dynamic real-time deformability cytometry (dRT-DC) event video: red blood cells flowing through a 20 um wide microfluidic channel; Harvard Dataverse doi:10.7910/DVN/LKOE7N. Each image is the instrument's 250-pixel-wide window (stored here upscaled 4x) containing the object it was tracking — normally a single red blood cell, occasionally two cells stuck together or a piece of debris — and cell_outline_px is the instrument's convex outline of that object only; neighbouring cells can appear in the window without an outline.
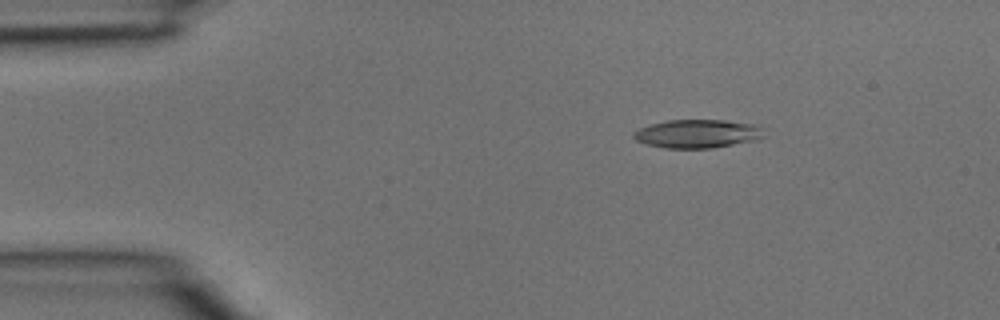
{"species": "common noctule bat (a hibernating species)", "species_latin": "Nyctalus noctula", "temperature_condition": "room temperature", "stored_images_in_passage": 4, "camera_frame_rate_fps": 3000, "um_per_image_px": 0.085, "animal": {"sex": "male", "body_mass_g": 15.6}, "frame": {"image": 1, "passage_image": 4, "time_ms": 1.0, "image_size_px": [1000, 320], "cell_outline_px": [[768, 136], [756, 140], [712, 148], [668, 148], [648, 144], [636, 140], [632, 136], [632, 132], [640, 128], [652, 124], [668, 120], [724, 120], [760, 124], [764, 128]], "centroid_in_image_um": [59.39, 11.35], "position_along_channel_um": 25.6, "area_um2": 21.91}}